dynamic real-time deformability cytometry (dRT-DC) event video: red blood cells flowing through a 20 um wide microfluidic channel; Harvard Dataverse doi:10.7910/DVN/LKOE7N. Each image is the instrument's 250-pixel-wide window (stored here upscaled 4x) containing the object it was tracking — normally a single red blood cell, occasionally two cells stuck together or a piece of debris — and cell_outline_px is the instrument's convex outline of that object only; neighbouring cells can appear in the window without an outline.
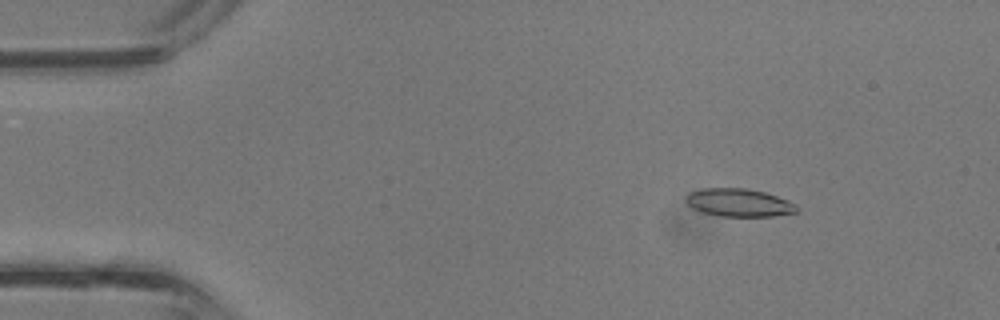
{"species": "common noctule bat (a hibernating species)", "species_latin": "Nyctalus noctula", "temperature_condition": "room temperature", "stored_images_in_passage": 38, "camera_frame_rate_fps": 3000, "um_per_image_px": 0.085, "animal": {"sex": "male", "body_mass_g": 13.3}, "frame": {"image": 1, "passage_image": 6, "time_ms": 1.667, "image_size_px": [1000, 320], "cell_outline_px": [[796, 212], [772, 216], [720, 216], [704, 212], [692, 208], [684, 200], [684, 196], [688, 192], [704, 188], [748, 188], [764, 192], [788, 200], [796, 204]], "centroid_in_image_um": [62.76, 17.21], "position_along_channel_um": 22.2, "area_um2": 18.03}}
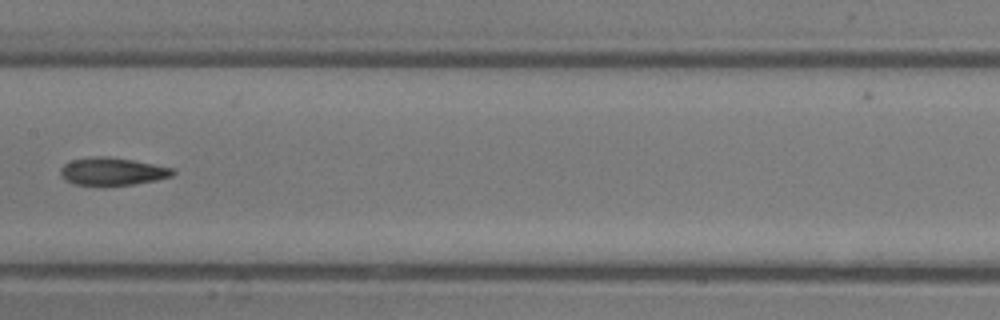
{"frame": {"image": 2, "passage_image": 20, "time_ms": 6.333, "image_size_px": [1000, 320], "cell_outline_px": [[176, 172], [172, 176], [156, 180], [136, 184], [72, 184], [64, 180], [60, 176], [60, 168], [64, 164], [72, 160], [96, 156], [108, 156], [132, 160], [172, 168]], "centroid_in_image_um": [9.52, 14.56], "position_along_channel_um": 197.9, "area_um2": 17.86}}
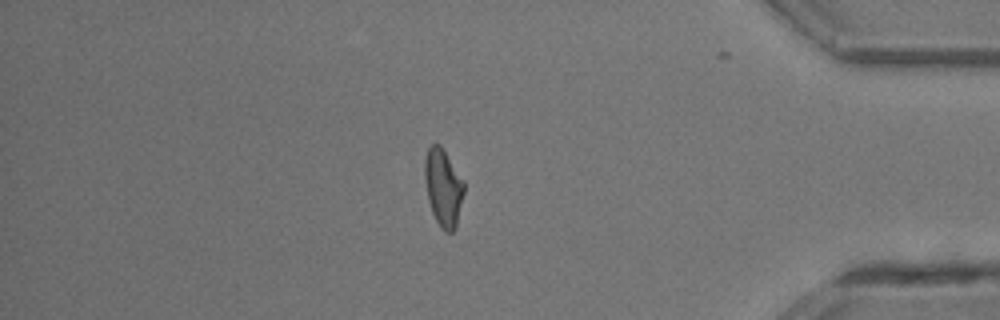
{"frame": {"image": 3, "passage_image": 33, "time_ms": 10.667, "image_size_px": [1000, 320], "cell_outline_px": [[464, 192], [456, 228], [452, 232], [444, 232], [440, 228], [432, 212], [428, 200], [424, 180], [424, 160], [428, 148], [432, 144], [440, 144], [464, 180]], "centroid_in_image_um": [37.67, 15.95], "position_along_channel_um": 397.5, "area_um2": 17.92}}